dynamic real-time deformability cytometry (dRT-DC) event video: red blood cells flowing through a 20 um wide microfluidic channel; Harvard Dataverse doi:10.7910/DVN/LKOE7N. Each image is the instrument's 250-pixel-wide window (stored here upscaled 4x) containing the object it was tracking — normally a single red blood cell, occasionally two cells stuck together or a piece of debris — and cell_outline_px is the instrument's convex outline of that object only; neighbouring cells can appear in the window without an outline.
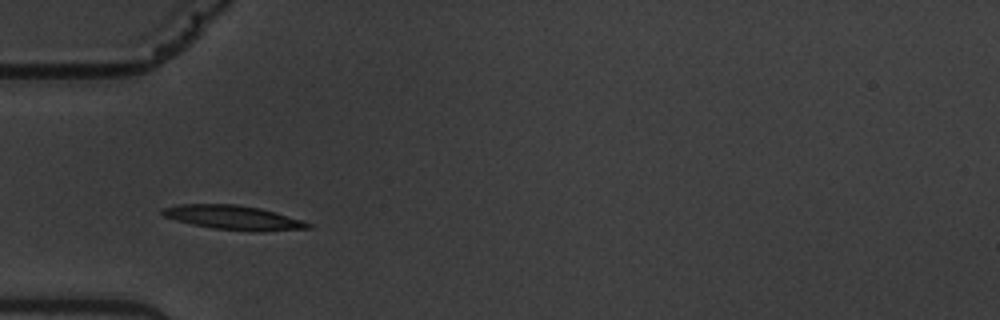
{"species": "common noctule bat (a hibernating species)", "species_latin": "Nyctalus noctula", "temperature_condition": "warm", "stored_images_in_passage": 12, "camera_frame_rate_fps": 3000, "um_per_image_px": 0.085, "animal": {"sex": "male", "body_mass_g": 19.5, "forearm_length_mm": 54.6}, "frame": {"image": 1, "passage_image": 2, "time_ms": 2.0, "image_size_px": [1000, 320], "cell_outline_px": [[312, 228], [264, 232], [260, 232], [212, 228], [192, 224], [176, 220], [164, 216], [160, 212], [164, 208], [180, 204], [236, 204], [260, 208], [304, 220], [312, 224]], "centroid_in_image_um": [19.9, 18.5], "position_along_channel_um": 65.1, "area_um2": 20.63}}
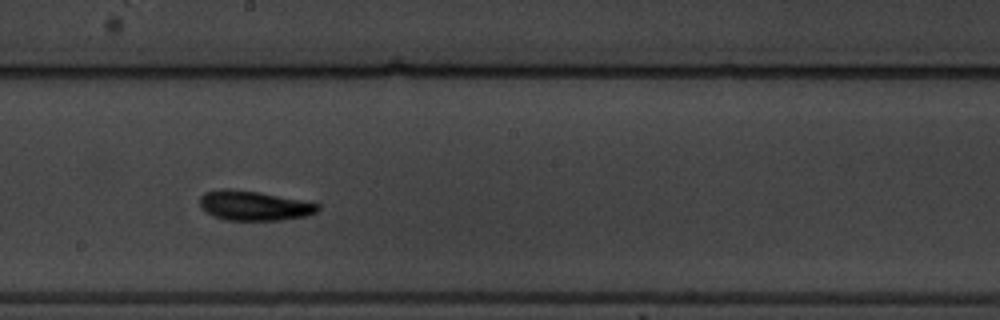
{"frame": {"image": 2, "passage_image": 6, "time_ms": 6.667, "image_size_px": [1000, 320], "cell_outline_px": [[320, 208], [316, 212], [308, 216], [280, 220], [224, 220], [212, 216], [200, 204], [200, 196], [204, 192], [220, 188], [228, 188], [260, 192], [320, 204]], "centroid_in_image_um": [21.58, 17.47], "position_along_channel_um": 226.6, "area_um2": 20.46}}
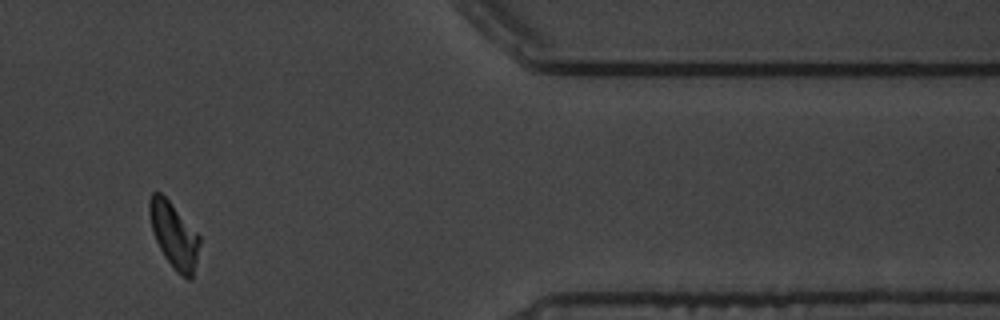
{"frame": {"image": 3, "passage_image": 11, "time_ms": 12.333, "image_size_px": [1000, 320], "cell_outline_px": [[200, 244], [192, 276], [188, 280], [180, 276], [176, 272], [164, 256], [152, 232], [148, 212], [148, 200], [152, 192], [160, 192], [168, 200], [200, 236]], "centroid_in_image_um": [14.76, 19.99], "position_along_channel_um": 396.6, "area_um2": 19.02}, "authors_computed_cell_mechanics": {"area_um2": 19.7676, "velocity_mm_per_s": 3.4967, "shape_relaxation_time_tau1_ms": 2.4104, "shape_relaxation_time_tau2_ms": 1.5857, "deformation_change_tau1": 0.1054, "deformation_change_tau2": 0.0692}}